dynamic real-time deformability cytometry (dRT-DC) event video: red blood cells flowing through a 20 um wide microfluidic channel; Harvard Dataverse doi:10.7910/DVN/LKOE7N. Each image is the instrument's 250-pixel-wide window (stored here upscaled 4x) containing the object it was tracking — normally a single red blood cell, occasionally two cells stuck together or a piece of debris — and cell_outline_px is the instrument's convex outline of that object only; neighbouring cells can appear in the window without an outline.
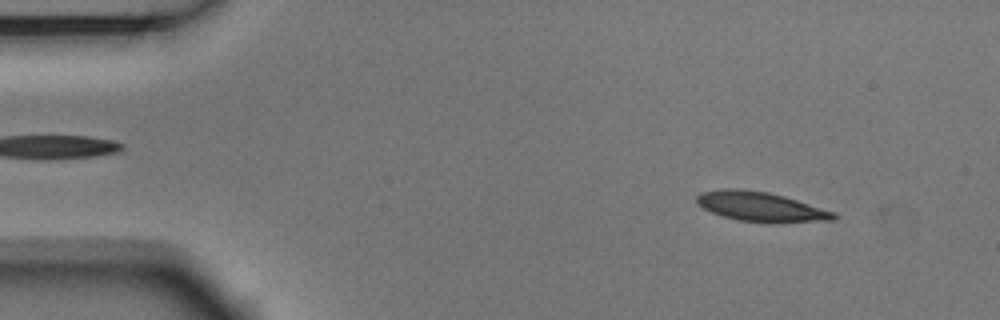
{"species": "Egyptian fruit bat (a non-hibernating species)", "species_latin": "Rousettus aegyptiacus", "temperature_condition": "room temperature", "stored_images_in_passage": 53, "camera_frame_rate_fps": 3000, "um_per_image_px": 0.085, "animal": {"sex": "male"}, "frame": {"image": 1, "passage_image": 5, "time_ms": 1.333, "image_size_px": [1000, 320], "cell_outline_px": [[840, 216], [836, 220], [736, 220], [712, 212], [696, 204], [696, 196], [700, 192], [720, 188], [736, 188], [768, 192], [784, 196], [836, 212]], "centroid_in_image_um": [64.6, 17.51], "position_along_channel_um": 20.4, "area_um2": 22.77}}
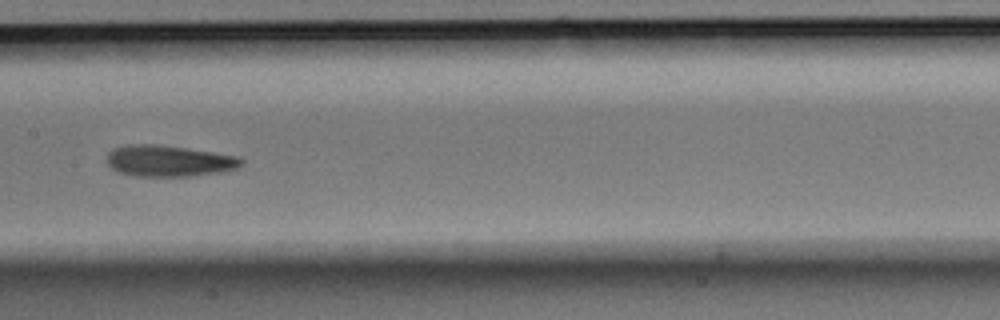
{"frame": {"image": 2, "passage_image": 26, "time_ms": 8.333, "image_size_px": [1000, 320], "cell_outline_px": [[244, 164], [236, 168], [220, 172], [192, 176], [132, 176], [116, 172], [104, 160], [108, 152], [112, 148], [132, 144], [160, 144], [240, 156], [244, 160]], "centroid_in_image_um": [14.33, 13.67], "position_along_channel_um": 193.1, "area_um2": 24.91}}
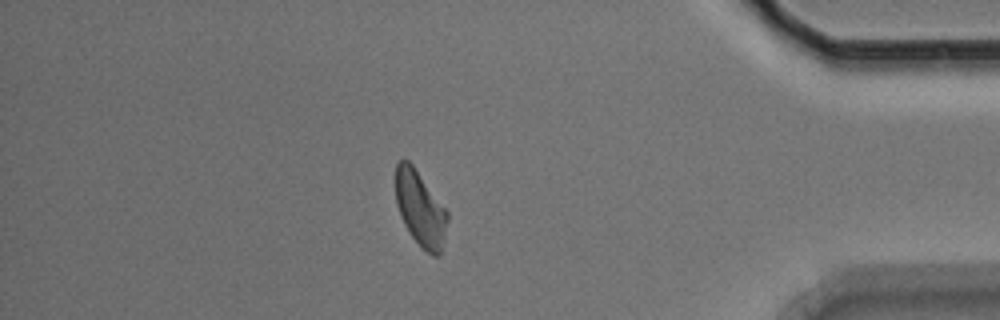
{"frame": {"image": 3, "passage_image": 46, "time_ms": 15.0, "image_size_px": [1000, 320], "cell_outline_px": [[448, 220], [444, 240], [440, 256], [432, 256], [420, 248], [404, 224], [400, 216], [396, 204], [396, 164], [400, 160], [408, 160], [412, 164], [448, 212]], "centroid_in_image_um": [35.73, 17.78], "position_along_channel_um": 399.5, "area_um2": 22.66}, "authors_computed_cell_mechanics": {"area_um2": 23.4668, "velocity_mm_per_s": 3.6507, "shape_relaxation_time_tau1_ms": 7.0777, "shape_relaxation_time_tau2_ms": null, "deformation_change_tau1": 0.1581, "deformation_change_tau2": null}}